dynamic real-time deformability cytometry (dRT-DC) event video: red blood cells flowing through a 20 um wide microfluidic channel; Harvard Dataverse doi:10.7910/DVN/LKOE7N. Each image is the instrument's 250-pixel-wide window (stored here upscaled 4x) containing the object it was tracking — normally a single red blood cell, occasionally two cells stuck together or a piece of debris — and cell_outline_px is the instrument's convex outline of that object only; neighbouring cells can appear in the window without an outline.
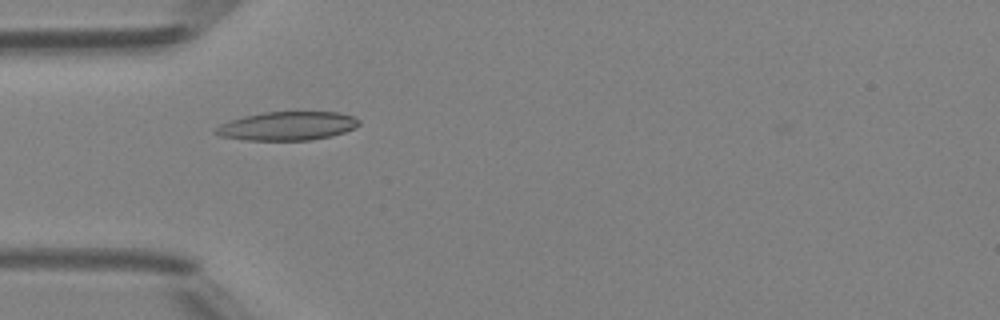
{"species": "Egyptian fruit bat (a non-hibernating species)", "species_latin": "Rousettus aegyptiacus", "temperature_condition": "room temperature", "stored_images_in_passage": 37, "camera_frame_rate_fps": 3000, "um_per_image_px": 0.085, "animal": {"sex": "female"}, "frame": {"image": 1, "passage_image": 3, "time_ms": 0.667, "image_size_px": [1000, 320], "cell_outline_px": [[360, 124], [356, 128], [332, 136], [312, 140], [244, 140], [220, 136], [212, 132], [220, 124], [244, 116], [264, 112], [340, 112], [352, 116], [360, 120]], "centroid_in_image_um": [24.45, 10.71], "position_along_channel_um": 60.6, "area_um2": 24.04}}
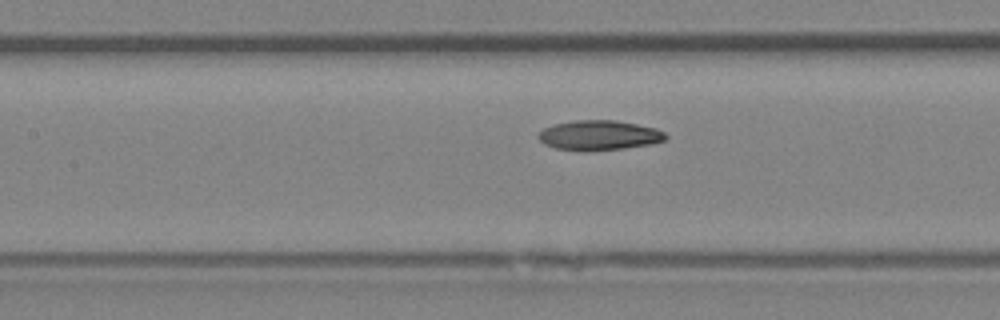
{"frame": {"image": 2, "passage_image": 10, "time_ms": 3.0, "image_size_px": [1000, 320], "cell_outline_px": [[668, 136], [664, 140], [652, 144], [624, 148], [584, 152], [556, 148], [544, 144], [536, 136], [544, 128], [556, 124], [576, 120], [616, 120], [656, 128], [664, 132]], "centroid_in_image_um": [50.92, 11.51], "position_along_channel_um": 156.5, "area_um2": 22.2}}
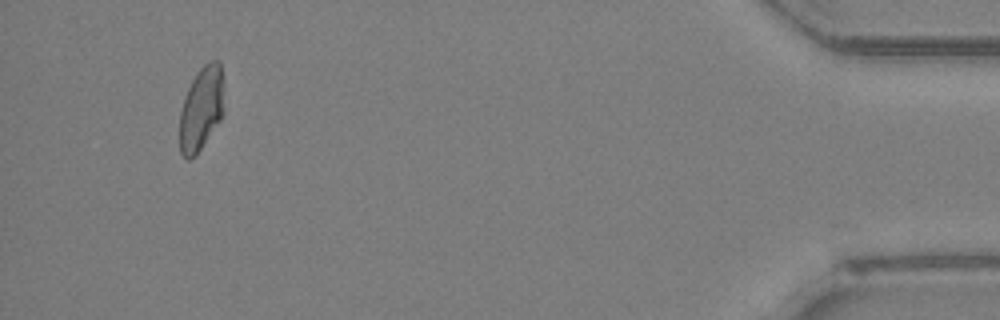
{"frame": {"image": 3, "passage_image": 34, "time_ms": 11.0, "image_size_px": [1000, 320], "cell_outline_px": [[224, 112], [220, 120], [200, 148], [188, 160], [180, 152], [180, 112], [184, 96], [196, 72], [208, 60], [220, 60]], "centroid_in_image_um": [17.1, 9.18], "position_along_channel_um": 418.1, "area_um2": 21.39}, "authors_computed_cell_mechanics": {"area_um2": 22.0218, "velocity_mm_per_s": 4.2009, "shape_relaxation_time_tau1_ms": null, "shape_relaxation_time_tau2_ms": 4.5341, "deformation_change_tau1": null, "deformation_change_tau2": 0.106}}